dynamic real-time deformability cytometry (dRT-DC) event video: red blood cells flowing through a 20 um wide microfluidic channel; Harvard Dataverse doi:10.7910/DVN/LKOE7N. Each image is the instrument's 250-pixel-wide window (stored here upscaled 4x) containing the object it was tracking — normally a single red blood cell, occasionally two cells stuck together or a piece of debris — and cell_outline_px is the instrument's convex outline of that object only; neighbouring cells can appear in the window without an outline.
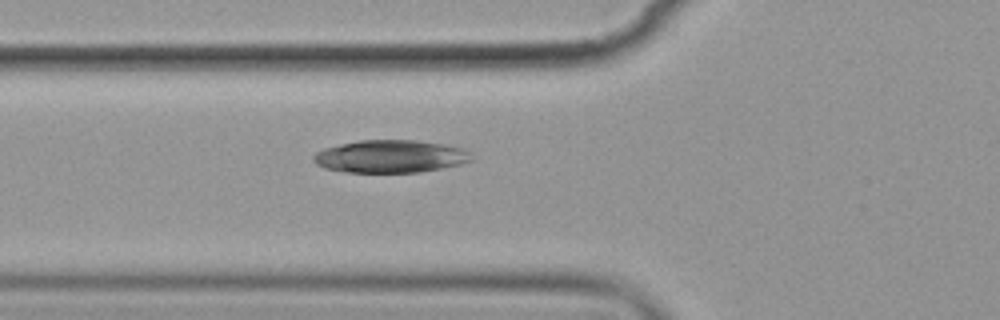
{"species": "common noctule bat (a hibernating species)", "species_latin": "Nyctalus noctula", "temperature_condition": "cold", "stored_images_in_passage": 6, "camera_frame_rate_fps": 3000, "um_per_image_px": 0.085, "animal": {"sex": "female", "body_mass_g": 19.9}, "frame": {"image": 1, "passage_image": 6, "time_ms": 6.667, "image_size_px": [1000, 320], "cell_outline_px": [[472, 160], [460, 164], [420, 172], [344, 172], [324, 168], [316, 164], [312, 160], [312, 156], [316, 152], [324, 148], [340, 144], [360, 140], [416, 140], [444, 144], [464, 148], [468, 152]], "centroid_in_image_um": [33.14, 13.29], "position_along_channel_um": 92.7, "area_um2": 30.06}}